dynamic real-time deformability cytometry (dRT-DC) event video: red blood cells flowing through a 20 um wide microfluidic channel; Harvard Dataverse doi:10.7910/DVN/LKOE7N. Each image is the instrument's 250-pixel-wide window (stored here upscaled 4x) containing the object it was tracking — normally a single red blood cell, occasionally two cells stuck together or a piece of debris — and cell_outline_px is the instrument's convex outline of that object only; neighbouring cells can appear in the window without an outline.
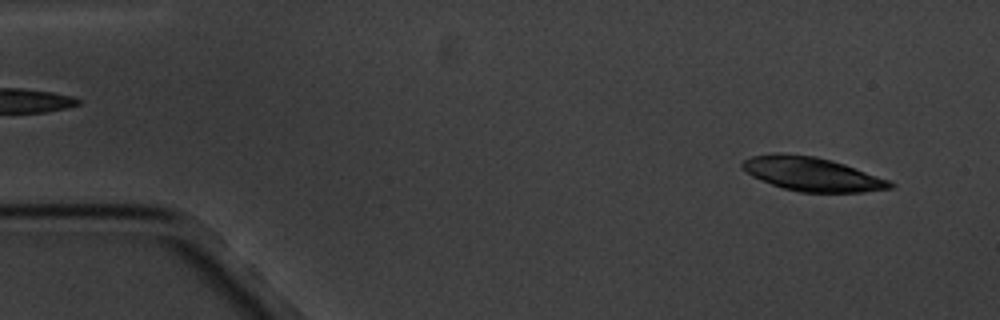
{"species": "common noctule bat (a hibernating species)", "species_latin": "Nyctalus noctula", "temperature_condition": "cold", "stored_images_in_passage": 5, "segment_of_instrument_passage": [2, 2], "camera_frame_rate_fps": 3000, "um_per_image_px": 0.085, "animal": {"sex": "male", "body_mass_g": 20.1, "forearm_length_mm": 53.5}, "frame": {"image": 1, "passage_image": 5, "time_ms": 6.333, "image_size_px": [1000, 320], "cell_outline_px": [[896, 188], [864, 192], [800, 192], [784, 188], [772, 184], [752, 176], [740, 168], [740, 164], [744, 160], [752, 156], [780, 152], [816, 156], [832, 160], [844, 164], [888, 180], [896, 184]], "centroid_in_image_um": [69.01, 14.79], "position_along_channel_um": 16.0, "area_um2": 29.19}}